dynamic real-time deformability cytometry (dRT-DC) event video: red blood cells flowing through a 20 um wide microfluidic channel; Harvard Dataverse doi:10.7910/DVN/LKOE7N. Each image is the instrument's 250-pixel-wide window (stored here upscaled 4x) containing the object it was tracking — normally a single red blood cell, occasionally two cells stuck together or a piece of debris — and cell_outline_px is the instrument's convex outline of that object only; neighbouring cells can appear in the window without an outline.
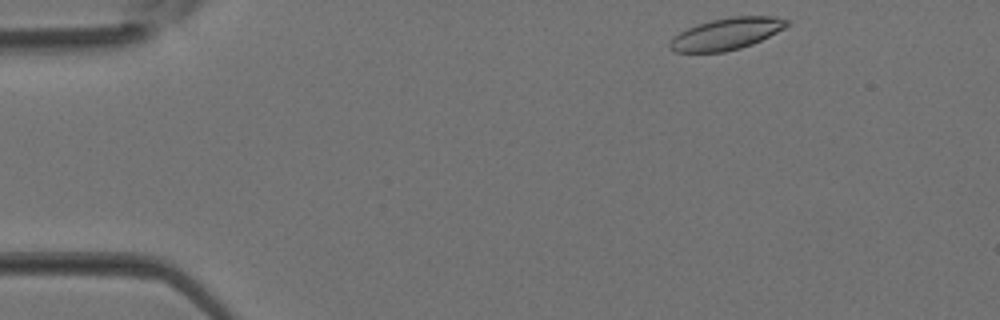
{"species": "Egyptian fruit bat (a non-hibernating species)", "species_latin": "Rousettus aegyptiacus", "temperature_condition": "room temperature", "stored_images_in_passage": 34, "camera_frame_rate_fps": 3000, "um_per_image_px": 0.085, "animal": {"sex": "female"}, "frame": {"image": 1, "passage_image": 1, "time_ms": 0.0, "image_size_px": [1000, 320], "cell_outline_px": [[788, 24], [784, 28], [752, 44], [740, 48], [724, 52], [676, 52], [668, 48], [668, 44], [680, 32], [688, 28], [712, 20], [732, 16], [776, 16], [788, 20]], "centroid_in_image_um": [61.75, 2.88], "position_along_channel_um": 23.2, "area_um2": 21.33}}
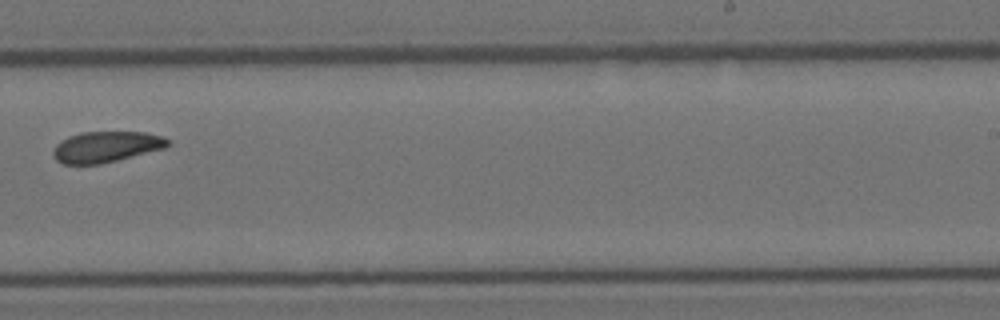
{"frame": {"image": 2, "passage_image": 20, "time_ms": 6.333, "image_size_px": [1000, 320], "cell_outline_px": [[172, 144], [164, 148], [100, 164], [64, 164], [56, 160], [52, 156], [52, 152], [56, 144], [60, 140], [68, 136], [80, 132], [144, 132], [164, 136], [172, 140]], "centroid_in_image_um": [9.02, 12.47], "position_along_channel_um": 280.0, "area_um2": 20.81}}
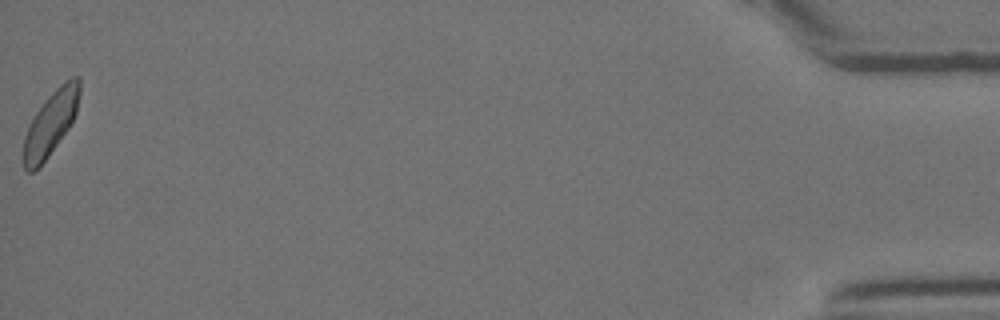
{"frame": {"image": 3, "passage_image": 34, "time_ms": 11.0, "image_size_px": [1000, 320], "cell_outline_px": [[80, 92], [76, 112], [68, 128], [48, 156], [32, 172], [28, 172], [24, 168], [24, 136], [28, 124], [44, 100], [64, 80], [72, 76], [80, 76]], "centroid_in_image_um": [4.31, 10.41], "position_along_channel_um": 430.9, "area_um2": 20.63}}